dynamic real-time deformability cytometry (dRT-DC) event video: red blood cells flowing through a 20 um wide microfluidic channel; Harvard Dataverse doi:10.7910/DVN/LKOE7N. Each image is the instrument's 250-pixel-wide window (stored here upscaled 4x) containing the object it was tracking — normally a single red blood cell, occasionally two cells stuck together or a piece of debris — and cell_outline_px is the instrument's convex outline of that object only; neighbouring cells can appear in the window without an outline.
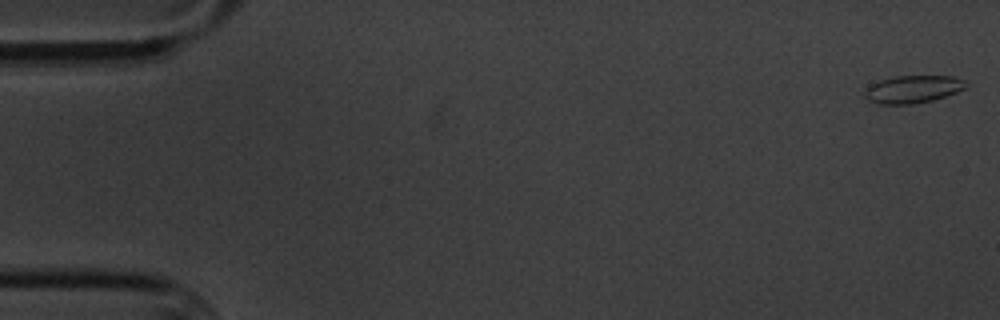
{"species": "common noctule bat (a hibernating species)", "species_latin": "Nyctalus noctula", "temperature_condition": "cold", "stored_images_in_passage": 5, "camera_frame_rate_fps": 3000, "um_per_image_px": 0.085, "animal": {"sex": "male", "body_mass_g": 20.1, "forearm_length_mm": 53.5}, "frame": {"image": 1, "passage_image": 1, "time_ms": 0.0, "image_size_px": [1000, 320], "cell_outline_px": [[968, 84], [964, 88], [956, 92], [932, 100], [912, 104], [880, 104], [868, 100], [864, 96], [864, 88], [868, 84], [892, 76], [952, 76], [964, 80]], "centroid_in_image_um": [77.53, 7.57], "position_along_channel_um": 7.5, "area_um2": 16.36}}
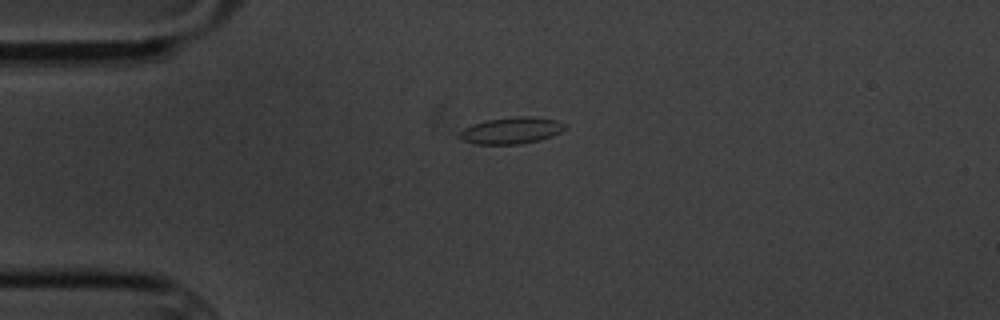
{"frame": {"image": 2, "passage_image": 4, "time_ms": 4.333, "image_size_px": [1000, 320], "cell_outline_px": [[568, 128], [552, 136], [540, 140], [520, 144], [472, 144], [460, 140], [460, 132], [464, 128], [472, 124], [484, 120], [516, 116], [528, 116], [556, 120], [568, 124]], "centroid_in_image_um": [43.48, 11.09], "position_along_channel_um": 41.5, "area_um2": 16.59}}